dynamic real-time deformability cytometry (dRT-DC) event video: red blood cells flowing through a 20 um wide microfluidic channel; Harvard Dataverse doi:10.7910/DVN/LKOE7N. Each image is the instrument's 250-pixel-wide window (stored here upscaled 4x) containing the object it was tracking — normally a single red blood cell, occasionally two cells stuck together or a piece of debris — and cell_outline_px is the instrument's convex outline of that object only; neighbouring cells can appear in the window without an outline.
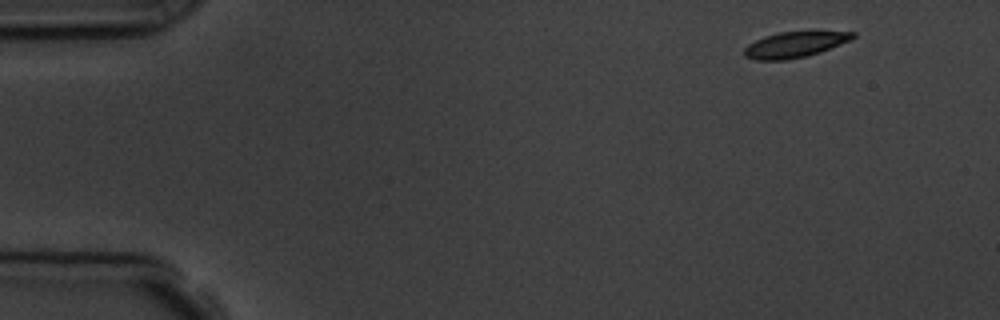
{"species": "common noctule bat (a hibernating species)", "species_latin": "Nyctalus noctula", "temperature_condition": "room temperature", "stored_images_in_passage": 4, "camera_frame_rate_fps": 3000, "um_per_image_px": 0.085, "animal": {"sex": "male", "body_mass_g": 19.5, "forearm_length_mm": 54.6}, "frame": {"image": 1, "passage_image": 1, "time_ms": 0.0, "image_size_px": [1000, 320], "cell_outline_px": [[856, 36], [852, 40], [820, 52], [788, 60], [756, 60], [744, 56], [744, 48], [748, 44], [764, 36], [780, 32], [856, 32]], "centroid_in_image_um": [67.54, 3.8], "position_along_channel_um": 17.5, "area_um2": 16.13}}
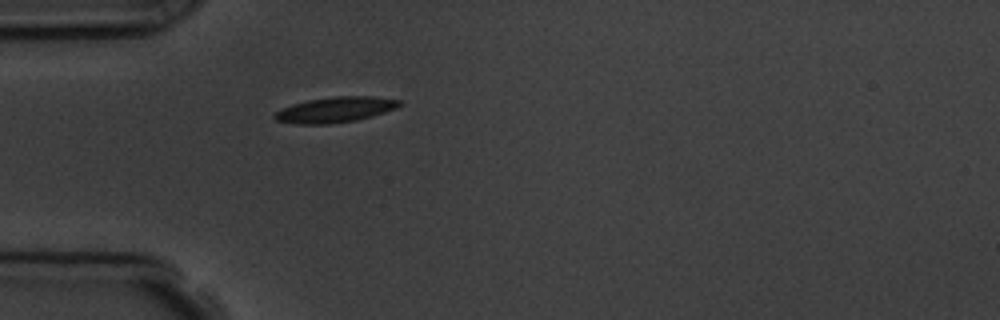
{"frame": {"image": 2, "passage_image": 4, "time_ms": 3.667, "image_size_px": [1000, 320], "cell_outline_px": [[404, 104], [396, 108], [372, 116], [356, 120], [328, 124], [296, 124], [276, 120], [272, 116], [276, 112], [292, 104], [308, 100], [336, 96], [372, 96], [400, 100]], "centroid_in_image_um": [28.52, 9.32], "position_along_channel_um": 56.5, "area_um2": 18.44}}